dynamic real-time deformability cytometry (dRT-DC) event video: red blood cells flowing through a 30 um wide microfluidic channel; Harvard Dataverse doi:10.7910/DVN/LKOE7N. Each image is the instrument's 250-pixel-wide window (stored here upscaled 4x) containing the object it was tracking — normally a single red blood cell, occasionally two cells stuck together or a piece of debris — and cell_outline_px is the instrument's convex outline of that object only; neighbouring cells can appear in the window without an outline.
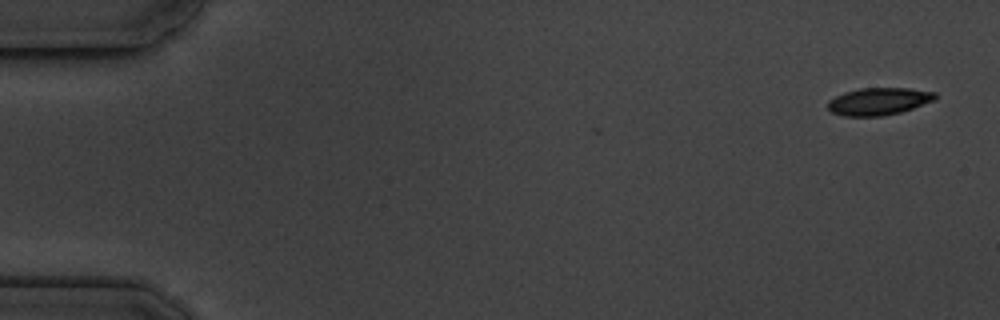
{"species": "common noctule bat (a hibernating species)", "species_latin": "Nyctalus noctula", "temperature_condition": "cold", "stored_images_in_passage": 5, "camera_frame_rate_fps": 3000, "um_per_image_px": 0.085, "animal": {"sex": "male", "body_mass_g": 19.5, "forearm_length_mm": 54.6}, "frame": {"image": 1, "passage_image": 1, "time_ms": 0.0, "image_size_px": [1000, 320], "cell_outline_px": [[936, 100], [900, 112], [884, 116], [844, 116], [832, 112], [828, 108], [828, 100], [844, 92], [860, 88], [908, 88], [936, 92]], "centroid_in_image_um": [74.69, 8.61], "position_along_channel_um": 10.3, "area_um2": 17.11}}
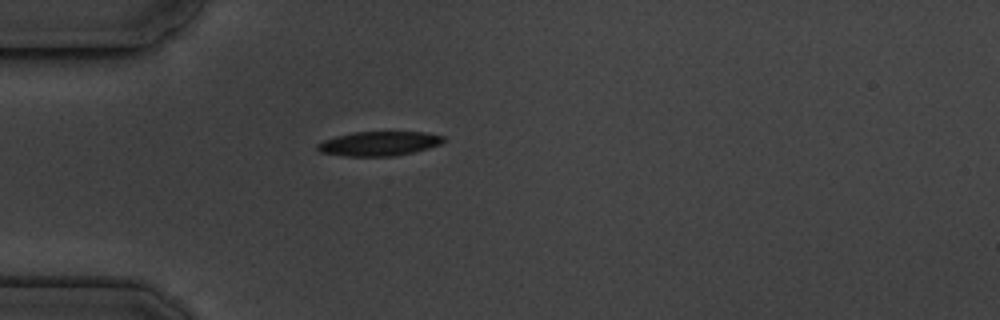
{"frame": {"image": 2, "passage_image": 5, "time_ms": 4.667, "image_size_px": [1000, 320], "cell_outline_px": [[444, 140], [440, 144], [428, 148], [396, 156], [344, 156], [320, 152], [316, 148], [316, 144], [324, 140], [336, 136], [352, 132], [424, 132], [444, 136]], "centroid_in_image_um": [32.18, 12.2], "position_along_channel_um": 52.8, "area_um2": 17.86}}